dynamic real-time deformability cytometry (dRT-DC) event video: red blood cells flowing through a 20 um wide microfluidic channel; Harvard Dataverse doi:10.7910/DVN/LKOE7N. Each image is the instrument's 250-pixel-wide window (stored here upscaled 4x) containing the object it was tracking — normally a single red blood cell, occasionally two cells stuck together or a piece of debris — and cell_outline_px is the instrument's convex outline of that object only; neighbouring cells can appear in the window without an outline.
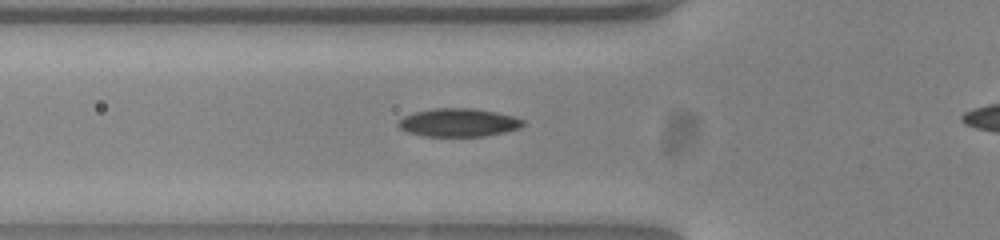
{"species": "common noctule bat (a hibernating species)", "species_latin": "Nyctalus noctula", "temperature_condition": "warm", "stored_images_in_passage": 39, "camera_frame_rate_fps": 3000, "um_per_image_px": 0.085, "animal": {"sex": "female", "body_mass_g": 23.0, "forearm_length_mm": 53.4}, "frame": {"image": 1, "passage_image": 12, "time_ms": 3.667, "image_size_px": [1000, 240], "cell_outline_px": [[528, 124], [520, 128], [504, 132], [484, 136], [424, 136], [408, 132], [400, 128], [396, 124], [404, 116], [416, 112], [432, 108], [472, 108], [496, 112], [512, 116], [524, 120]], "centroid_in_image_um": [39.0, 10.41], "position_along_channel_um": 86.8, "area_um2": 20.52}}
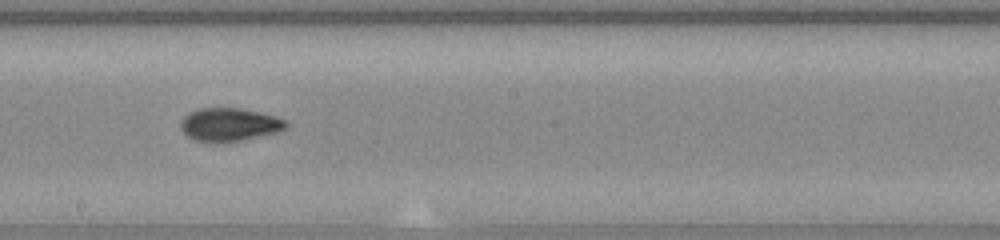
{"frame": {"image": 2, "passage_image": 23, "time_ms": 7.333, "image_size_px": [1000, 240], "cell_outline_px": [[288, 128], [276, 132], [240, 140], [216, 144], [196, 140], [188, 136], [180, 128], [180, 120], [188, 112], [200, 108], [240, 108], [260, 112], [276, 116], [288, 120]], "centroid_in_image_um": [19.49, 10.59], "position_along_channel_um": 228.7, "area_um2": 20.63}}
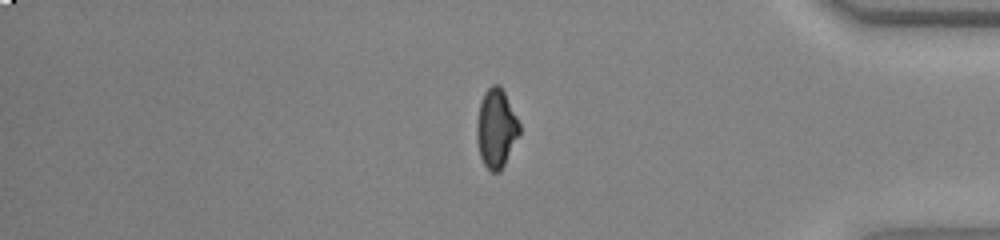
{"frame": {"image": 3, "passage_image": 38, "time_ms": 12.333, "image_size_px": [1000, 240], "cell_outline_px": [[520, 132], [500, 172], [492, 172], [484, 164], [480, 156], [476, 140], [476, 120], [480, 104], [484, 92], [492, 84], [500, 84], [520, 124]], "centroid_in_image_um": [42.15, 10.9], "position_along_channel_um": 393.0, "area_um2": 19.48}}